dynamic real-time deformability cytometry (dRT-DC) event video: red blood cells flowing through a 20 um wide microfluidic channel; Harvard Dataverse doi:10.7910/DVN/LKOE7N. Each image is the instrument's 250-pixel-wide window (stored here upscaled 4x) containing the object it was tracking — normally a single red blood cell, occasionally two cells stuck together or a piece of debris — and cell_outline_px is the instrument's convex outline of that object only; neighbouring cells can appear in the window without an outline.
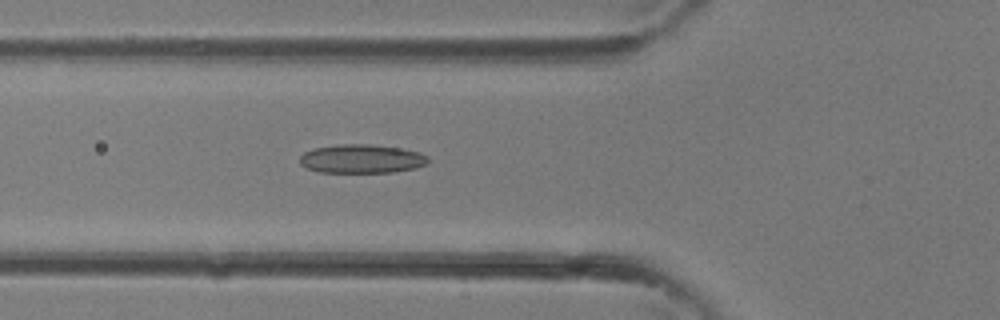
{"species": "common noctule bat (a hibernating species)", "species_latin": "Nyctalus noctula", "temperature_condition": "room temperature", "stored_images_in_passage": 25, "camera_frame_rate_fps": 3000, "um_per_image_px": 0.085, "animal": {"sex": "female"}, "frame": {"image": 1, "passage_image": 6, "time_ms": 1.667, "image_size_px": [1000, 320], "cell_outline_px": [[428, 164], [416, 168], [396, 172], [320, 172], [308, 168], [300, 164], [300, 156], [304, 152], [312, 148], [336, 144], [372, 144], [400, 148], [420, 152], [428, 156]], "centroid_in_image_um": [30.75, 13.49], "position_along_channel_um": 95.0, "area_um2": 21.73}}
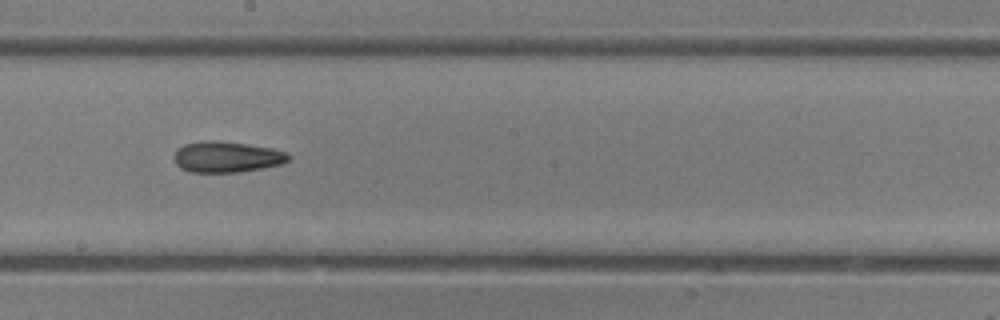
{"frame": {"image": 2, "passage_image": 13, "time_ms": 4.0, "image_size_px": [1000, 320], "cell_outline_px": [[292, 156], [288, 160], [280, 164], [240, 172], [192, 172], [180, 168], [176, 164], [172, 156], [184, 144], [204, 140], [216, 140], [248, 144], [272, 148], [288, 152]], "centroid_in_image_um": [19.27, 13.33], "position_along_channel_um": 228.9, "area_um2": 20.69}}
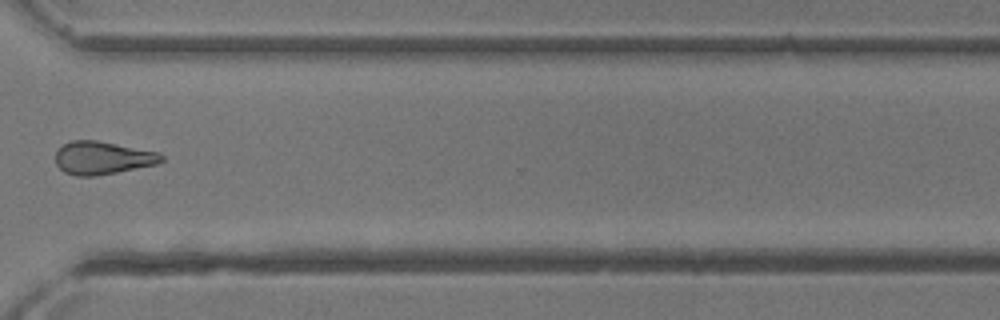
{"frame": {"image": 3, "passage_image": 20, "time_ms": 6.333, "image_size_px": [1000, 320], "cell_outline_px": [[164, 160], [156, 164], [96, 176], [76, 176], [64, 172], [56, 164], [56, 152], [64, 144], [72, 140], [96, 140], [156, 152], [164, 156]], "centroid_in_image_um": [8.68, 13.43], "position_along_channel_um": 361.9, "area_um2": 20.06}}